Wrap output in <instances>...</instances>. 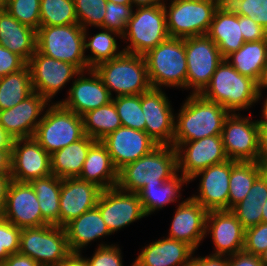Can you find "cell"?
Masks as SVG:
<instances>
[{"label":"cell","mask_w":267,"mask_h":266,"mask_svg":"<svg viewBox=\"0 0 267 266\" xmlns=\"http://www.w3.org/2000/svg\"><path fill=\"white\" fill-rule=\"evenodd\" d=\"M29 183L36 192L42 217L49 224L59 226L61 178L51 174Z\"/></svg>","instance_id":"e575fe53"},{"label":"cell","mask_w":267,"mask_h":266,"mask_svg":"<svg viewBox=\"0 0 267 266\" xmlns=\"http://www.w3.org/2000/svg\"><path fill=\"white\" fill-rule=\"evenodd\" d=\"M243 0H216V8L222 13L240 15Z\"/></svg>","instance_id":"11a10c76"},{"label":"cell","mask_w":267,"mask_h":266,"mask_svg":"<svg viewBox=\"0 0 267 266\" xmlns=\"http://www.w3.org/2000/svg\"><path fill=\"white\" fill-rule=\"evenodd\" d=\"M266 169L260 162L232 160V169L229 178L228 210H231L247 196L255 180Z\"/></svg>","instance_id":"836d02e7"},{"label":"cell","mask_w":267,"mask_h":266,"mask_svg":"<svg viewBox=\"0 0 267 266\" xmlns=\"http://www.w3.org/2000/svg\"><path fill=\"white\" fill-rule=\"evenodd\" d=\"M13 138L0 126V149H12Z\"/></svg>","instance_id":"94428289"},{"label":"cell","mask_w":267,"mask_h":266,"mask_svg":"<svg viewBox=\"0 0 267 266\" xmlns=\"http://www.w3.org/2000/svg\"><path fill=\"white\" fill-rule=\"evenodd\" d=\"M229 266H264L258 255L241 251L229 256Z\"/></svg>","instance_id":"816d5d0a"},{"label":"cell","mask_w":267,"mask_h":266,"mask_svg":"<svg viewBox=\"0 0 267 266\" xmlns=\"http://www.w3.org/2000/svg\"><path fill=\"white\" fill-rule=\"evenodd\" d=\"M177 170L188 181L198 172L229 160L221 135L184 142L176 148Z\"/></svg>","instance_id":"5bb4252c"},{"label":"cell","mask_w":267,"mask_h":266,"mask_svg":"<svg viewBox=\"0 0 267 266\" xmlns=\"http://www.w3.org/2000/svg\"><path fill=\"white\" fill-rule=\"evenodd\" d=\"M78 23L73 0H40V26Z\"/></svg>","instance_id":"ab89813d"},{"label":"cell","mask_w":267,"mask_h":266,"mask_svg":"<svg viewBox=\"0 0 267 266\" xmlns=\"http://www.w3.org/2000/svg\"><path fill=\"white\" fill-rule=\"evenodd\" d=\"M189 266H229V256L213 254L205 257L192 256Z\"/></svg>","instance_id":"f5cc1de1"},{"label":"cell","mask_w":267,"mask_h":266,"mask_svg":"<svg viewBox=\"0 0 267 266\" xmlns=\"http://www.w3.org/2000/svg\"><path fill=\"white\" fill-rule=\"evenodd\" d=\"M85 72H88L91 78L85 77L84 71H81L69 89L68 97L59 101L63 107L79 116L108 104L113 98L94 69Z\"/></svg>","instance_id":"cb8c5ba5"},{"label":"cell","mask_w":267,"mask_h":266,"mask_svg":"<svg viewBox=\"0 0 267 266\" xmlns=\"http://www.w3.org/2000/svg\"><path fill=\"white\" fill-rule=\"evenodd\" d=\"M241 32L239 15L222 13L216 9L206 35L214 41L225 59L231 53L238 51L245 43Z\"/></svg>","instance_id":"f546056e"},{"label":"cell","mask_w":267,"mask_h":266,"mask_svg":"<svg viewBox=\"0 0 267 266\" xmlns=\"http://www.w3.org/2000/svg\"><path fill=\"white\" fill-rule=\"evenodd\" d=\"M71 253H80L91 241L111 235L97 207L64 226Z\"/></svg>","instance_id":"f1b7e54d"},{"label":"cell","mask_w":267,"mask_h":266,"mask_svg":"<svg viewBox=\"0 0 267 266\" xmlns=\"http://www.w3.org/2000/svg\"><path fill=\"white\" fill-rule=\"evenodd\" d=\"M26 65L27 62L22 57L0 45V76L17 72Z\"/></svg>","instance_id":"681fc988"},{"label":"cell","mask_w":267,"mask_h":266,"mask_svg":"<svg viewBox=\"0 0 267 266\" xmlns=\"http://www.w3.org/2000/svg\"><path fill=\"white\" fill-rule=\"evenodd\" d=\"M183 40L187 60L186 88H193L192 94H200L224 58L217 45L207 35Z\"/></svg>","instance_id":"8fae6325"},{"label":"cell","mask_w":267,"mask_h":266,"mask_svg":"<svg viewBox=\"0 0 267 266\" xmlns=\"http://www.w3.org/2000/svg\"><path fill=\"white\" fill-rule=\"evenodd\" d=\"M208 211L196 200L189 197L179 203L168 238L182 241L196 250L205 237Z\"/></svg>","instance_id":"d4e9b609"},{"label":"cell","mask_w":267,"mask_h":266,"mask_svg":"<svg viewBox=\"0 0 267 266\" xmlns=\"http://www.w3.org/2000/svg\"><path fill=\"white\" fill-rule=\"evenodd\" d=\"M57 266H89L86 259L80 253H71Z\"/></svg>","instance_id":"91938a15"},{"label":"cell","mask_w":267,"mask_h":266,"mask_svg":"<svg viewBox=\"0 0 267 266\" xmlns=\"http://www.w3.org/2000/svg\"><path fill=\"white\" fill-rule=\"evenodd\" d=\"M51 174L50 154L33 137L13 140L10 174L12 180L29 183Z\"/></svg>","instance_id":"e0dca14e"},{"label":"cell","mask_w":267,"mask_h":266,"mask_svg":"<svg viewBox=\"0 0 267 266\" xmlns=\"http://www.w3.org/2000/svg\"><path fill=\"white\" fill-rule=\"evenodd\" d=\"M179 176L176 174L162 185L144 186L138 192L147 216L155 210L162 209L167 204L177 201V198L181 196L182 185L188 183V180L183 175Z\"/></svg>","instance_id":"d590c367"},{"label":"cell","mask_w":267,"mask_h":266,"mask_svg":"<svg viewBox=\"0 0 267 266\" xmlns=\"http://www.w3.org/2000/svg\"><path fill=\"white\" fill-rule=\"evenodd\" d=\"M123 127L145 131V117L141 108V95L112 98Z\"/></svg>","instance_id":"60d3db41"},{"label":"cell","mask_w":267,"mask_h":266,"mask_svg":"<svg viewBox=\"0 0 267 266\" xmlns=\"http://www.w3.org/2000/svg\"><path fill=\"white\" fill-rule=\"evenodd\" d=\"M259 162L267 168V120L258 121Z\"/></svg>","instance_id":"db71d44e"},{"label":"cell","mask_w":267,"mask_h":266,"mask_svg":"<svg viewBox=\"0 0 267 266\" xmlns=\"http://www.w3.org/2000/svg\"><path fill=\"white\" fill-rule=\"evenodd\" d=\"M137 7L164 5V0H132V5Z\"/></svg>","instance_id":"be15d7a7"},{"label":"cell","mask_w":267,"mask_h":266,"mask_svg":"<svg viewBox=\"0 0 267 266\" xmlns=\"http://www.w3.org/2000/svg\"><path fill=\"white\" fill-rule=\"evenodd\" d=\"M18 253L31 257L41 266H57L71 251L64 227L48 224L23 228Z\"/></svg>","instance_id":"ba28073f"},{"label":"cell","mask_w":267,"mask_h":266,"mask_svg":"<svg viewBox=\"0 0 267 266\" xmlns=\"http://www.w3.org/2000/svg\"><path fill=\"white\" fill-rule=\"evenodd\" d=\"M263 110H262V117L265 118L267 120V98L266 100L264 101V104H263Z\"/></svg>","instance_id":"a7ac6f4b"},{"label":"cell","mask_w":267,"mask_h":266,"mask_svg":"<svg viewBox=\"0 0 267 266\" xmlns=\"http://www.w3.org/2000/svg\"><path fill=\"white\" fill-rule=\"evenodd\" d=\"M6 2H7V0H0V7H3Z\"/></svg>","instance_id":"89a4df30"},{"label":"cell","mask_w":267,"mask_h":266,"mask_svg":"<svg viewBox=\"0 0 267 266\" xmlns=\"http://www.w3.org/2000/svg\"><path fill=\"white\" fill-rule=\"evenodd\" d=\"M152 88L186 89L187 60L182 38L169 37L143 55Z\"/></svg>","instance_id":"277c9868"},{"label":"cell","mask_w":267,"mask_h":266,"mask_svg":"<svg viewBox=\"0 0 267 266\" xmlns=\"http://www.w3.org/2000/svg\"><path fill=\"white\" fill-rule=\"evenodd\" d=\"M267 248V223H259L245 230L243 251L260 256Z\"/></svg>","instance_id":"bcb514c9"},{"label":"cell","mask_w":267,"mask_h":266,"mask_svg":"<svg viewBox=\"0 0 267 266\" xmlns=\"http://www.w3.org/2000/svg\"><path fill=\"white\" fill-rule=\"evenodd\" d=\"M11 180L10 174H0V216H2L5 209L7 190Z\"/></svg>","instance_id":"6f0895ef"},{"label":"cell","mask_w":267,"mask_h":266,"mask_svg":"<svg viewBox=\"0 0 267 266\" xmlns=\"http://www.w3.org/2000/svg\"><path fill=\"white\" fill-rule=\"evenodd\" d=\"M0 174H11V149H0Z\"/></svg>","instance_id":"680465c9"},{"label":"cell","mask_w":267,"mask_h":266,"mask_svg":"<svg viewBox=\"0 0 267 266\" xmlns=\"http://www.w3.org/2000/svg\"><path fill=\"white\" fill-rule=\"evenodd\" d=\"M77 178L91 182L102 190L116 187L118 170L114 167L110 154L101 141H96L90 147L82 171Z\"/></svg>","instance_id":"83f0119b"},{"label":"cell","mask_w":267,"mask_h":266,"mask_svg":"<svg viewBox=\"0 0 267 266\" xmlns=\"http://www.w3.org/2000/svg\"><path fill=\"white\" fill-rule=\"evenodd\" d=\"M48 103L39 93L33 92L16 106L0 110V126L13 139L32 138L42 119L39 116Z\"/></svg>","instance_id":"ffe728a7"},{"label":"cell","mask_w":267,"mask_h":266,"mask_svg":"<svg viewBox=\"0 0 267 266\" xmlns=\"http://www.w3.org/2000/svg\"><path fill=\"white\" fill-rule=\"evenodd\" d=\"M266 199L267 169L255 180L247 196L231 209L245 230L262 222Z\"/></svg>","instance_id":"d6a6232c"},{"label":"cell","mask_w":267,"mask_h":266,"mask_svg":"<svg viewBox=\"0 0 267 266\" xmlns=\"http://www.w3.org/2000/svg\"><path fill=\"white\" fill-rule=\"evenodd\" d=\"M260 260L262 261L263 265L264 266H267V248L265 251H263L261 254H260Z\"/></svg>","instance_id":"03108f58"},{"label":"cell","mask_w":267,"mask_h":266,"mask_svg":"<svg viewBox=\"0 0 267 266\" xmlns=\"http://www.w3.org/2000/svg\"><path fill=\"white\" fill-rule=\"evenodd\" d=\"M85 259L89 266H123L121 250L113 244H100L94 255Z\"/></svg>","instance_id":"7dc6e473"},{"label":"cell","mask_w":267,"mask_h":266,"mask_svg":"<svg viewBox=\"0 0 267 266\" xmlns=\"http://www.w3.org/2000/svg\"><path fill=\"white\" fill-rule=\"evenodd\" d=\"M2 8L20 23L35 30L40 27V0H7Z\"/></svg>","instance_id":"b9f144b4"},{"label":"cell","mask_w":267,"mask_h":266,"mask_svg":"<svg viewBox=\"0 0 267 266\" xmlns=\"http://www.w3.org/2000/svg\"><path fill=\"white\" fill-rule=\"evenodd\" d=\"M239 24H241V33L245 42L267 39V30L250 17L239 15Z\"/></svg>","instance_id":"f907efd6"},{"label":"cell","mask_w":267,"mask_h":266,"mask_svg":"<svg viewBox=\"0 0 267 266\" xmlns=\"http://www.w3.org/2000/svg\"><path fill=\"white\" fill-rule=\"evenodd\" d=\"M114 35L121 37L118 33L103 28L102 32L91 36L87 40V29H84V51L90 49L93 54L92 57L85 56L89 69H94L100 63L112 60L124 52V50L118 51L119 48Z\"/></svg>","instance_id":"f35d334b"},{"label":"cell","mask_w":267,"mask_h":266,"mask_svg":"<svg viewBox=\"0 0 267 266\" xmlns=\"http://www.w3.org/2000/svg\"><path fill=\"white\" fill-rule=\"evenodd\" d=\"M177 172L175 147L158 145L150 153L119 169L116 187L125 192L138 193L144 186L162 185Z\"/></svg>","instance_id":"7a4b0ae2"},{"label":"cell","mask_w":267,"mask_h":266,"mask_svg":"<svg viewBox=\"0 0 267 266\" xmlns=\"http://www.w3.org/2000/svg\"><path fill=\"white\" fill-rule=\"evenodd\" d=\"M264 87H267V64L263 68L261 75L257 81V94H258L259 98L262 96L261 95V92H262L261 88H264Z\"/></svg>","instance_id":"6125c7cd"},{"label":"cell","mask_w":267,"mask_h":266,"mask_svg":"<svg viewBox=\"0 0 267 266\" xmlns=\"http://www.w3.org/2000/svg\"><path fill=\"white\" fill-rule=\"evenodd\" d=\"M78 24L100 27L104 22L107 0H73Z\"/></svg>","instance_id":"7bdbcfd3"},{"label":"cell","mask_w":267,"mask_h":266,"mask_svg":"<svg viewBox=\"0 0 267 266\" xmlns=\"http://www.w3.org/2000/svg\"><path fill=\"white\" fill-rule=\"evenodd\" d=\"M2 217L20 229L49 223L42 217L36 192L28 182L11 180Z\"/></svg>","instance_id":"ac0fdd59"},{"label":"cell","mask_w":267,"mask_h":266,"mask_svg":"<svg viewBox=\"0 0 267 266\" xmlns=\"http://www.w3.org/2000/svg\"><path fill=\"white\" fill-rule=\"evenodd\" d=\"M230 113L221 132L224 149L229 160L259 162L258 120Z\"/></svg>","instance_id":"7c38bea8"},{"label":"cell","mask_w":267,"mask_h":266,"mask_svg":"<svg viewBox=\"0 0 267 266\" xmlns=\"http://www.w3.org/2000/svg\"><path fill=\"white\" fill-rule=\"evenodd\" d=\"M135 10L121 37L130 42L123 50L126 53L145 55L170 37L166 12L163 5L137 7Z\"/></svg>","instance_id":"9c48e42d"},{"label":"cell","mask_w":267,"mask_h":266,"mask_svg":"<svg viewBox=\"0 0 267 266\" xmlns=\"http://www.w3.org/2000/svg\"><path fill=\"white\" fill-rule=\"evenodd\" d=\"M3 266H41L29 256L20 253L11 254L2 264Z\"/></svg>","instance_id":"9f6ffc18"},{"label":"cell","mask_w":267,"mask_h":266,"mask_svg":"<svg viewBox=\"0 0 267 266\" xmlns=\"http://www.w3.org/2000/svg\"><path fill=\"white\" fill-rule=\"evenodd\" d=\"M31 72L33 91L39 93L48 102L70 81L81 72L75 65L41 54L32 55L27 62Z\"/></svg>","instance_id":"4fadbf2b"},{"label":"cell","mask_w":267,"mask_h":266,"mask_svg":"<svg viewBox=\"0 0 267 266\" xmlns=\"http://www.w3.org/2000/svg\"><path fill=\"white\" fill-rule=\"evenodd\" d=\"M37 51L75 65L80 71L89 70L84 51V29L78 24L40 26L36 30Z\"/></svg>","instance_id":"8992f818"},{"label":"cell","mask_w":267,"mask_h":266,"mask_svg":"<svg viewBox=\"0 0 267 266\" xmlns=\"http://www.w3.org/2000/svg\"><path fill=\"white\" fill-rule=\"evenodd\" d=\"M240 15L250 17L267 30V0H243Z\"/></svg>","instance_id":"c3c4849f"},{"label":"cell","mask_w":267,"mask_h":266,"mask_svg":"<svg viewBox=\"0 0 267 266\" xmlns=\"http://www.w3.org/2000/svg\"><path fill=\"white\" fill-rule=\"evenodd\" d=\"M101 142L106 146L117 170L137 161L158 146L145 131L123 126L107 135Z\"/></svg>","instance_id":"d6986e66"},{"label":"cell","mask_w":267,"mask_h":266,"mask_svg":"<svg viewBox=\"0 0 267 266\" xmlns=\"http://www.w3.org/2000/svg\"><path fill=\"white\" fill-rule=\"evenodd\" d=\"M232 160L211 165L196 173L188 182L202 176L199 185V195L191 198L200 203L207 211L228 210L229 178Z\"/></svg>","instance_id":"7402d4cb"},{"label":"cell","mask_w":267,"mask_h":266,"mask_svg":"<svg viewBox=\"0 0 267 266\" xmlns=\"http://www.w3.org/2000/svg\"><path fill=\"white\" fill-rule=\"evenodd\" d=\"M33 92L28 65L17 72L4 76L0 84V110L16 106Z\"/></svg>","instance_id":"74e56055"},{"label":"cell","mask_w":267,"mask_h":266,"mask_svg":"<svg viewBox=\"0 0 267 266\" xmlns=\"http://www.w3.org/2000/svg\"><path fill=\"white\" fill-rule=\"evenodd\" d=\"M141 108L145 117V132L158 144L173 145L175 115L162 89L150 88L141 94Z\"/></svg>","instance_id":"2e32d148"},{"label":"cell","mask_w":267,"mask_h":266,"mask_svg":"<svg viewBox=\"0 0 267 266\" xmlns=\"http://www.w3.org/2000/svg\"><path fill=\"white\" fill-rule=\"evenodd\" d=\"M84 134L101 141L122 126L113 101L82 115Z\"/></svg>","instance_id":"8d00e7d4"},{"label":"cell","mask_w":267,"mask_h":266,"mask_svg":"<svg viewBox=\"0 0 267 266\" xmlns=\"http://www.w3.org/2000/svg\"><path fill=\"white\" fill-rule=\"evenodd\" d=\"M132 7V4H117L107 1L104 22L99 28L114 31L122 37L132 17Z\"/></svg>","instance_id":"ee69618b"},{"label":"cell","mask_w":267,"mask_h":266,"mask_svg":"<svg viewBox=\"0 0 267 266\" xmlns=\"http://www.w3.org/2000/svg\"><path fill=\"white\" fill-rule=\"evenodd\" d=\"M163 6L169 36L182 39L206 35L217 9L216 0H171Z\"/></svg>","instance_id":"30bf717a"},{"label":"cell","mask_w":267,"mask_h":266,"mask_svg":"<svg viewBox=\"0 0 267 266\" xmlns=\"http://www.w3.org/2000/svg\"><path fill=\"white\" fill-rule=\"evenodd\" d=\"M96 207L111 234L147 216L138 193L117 187L102 190Z\"/></svg>","instance_id":"9a60e30c"},{"label":"cell","mask_w":267,"mask_h":266,"mask_svg":"<svg viewBox=\"0 0 267 266\" xmlns=\"http://www.w3.org/2000/svg\"><path fill=\"white\" fill-rule=\"evenodd\" d=\"M112 96L141 95L151 88L143 55L123 52L94 68Z\"/></svg>","instance_id":"5b68a950"},{"label":"cell","mask_w":267,"mask_h":266,"mask_svg":"<svg viewBox=\"0 0 267 266\" xmlns=\"http://www.w3.org/2000/svg\"><path fill=\"white\" fill-rule=\"evenodd\" d=\"M0 45L28 62L37 50L36 30L20 23L0 7Z\"/></svg>","instance_id":"4316f807"},{"label":"cell","mask_w":267,"mask_h":266,"mask_svg":"<svg viewBox=\"0 0 267 266\" xmlns=\"http://www.w3.org/2000/svg\"><path fill=\"white\" fill-rule=\"evenodd\" d=\"M194 252L186 243L166 237L145 246L132 266H189Z\"/></svg>","instance_id":"484cf974"},{"label":"cell","mask_w":267,"mask_h":266,"mask_svg":"<svg viewBox=\"0 0 267 266\" xmlns=\"http://www.w3.org/2000/svg\"><path fill=\"white\" fill-rule=\"evenodd\" d=\"M117 4H132V0H107Z\"/></svg>","instance_id":"003e7915"},{"label":"cell","mask_w":267,"mask_h":266,"mask_svg":"<svg viewBox=\"0 0 267 266\" xmlns=\"http://www.w3.org/2000/svg\"><path fill=\"white\" fill-rule=\"evenodd\" d=\"M20 228L0 216V265L19 251Z\"/></svg>","instance_id":"f6af8a7d"},{"label":"cell","mask_w":267,"mask_h":266,"mask_svg":"<svg viewBox=\"0 0 267 266\" xmlns=\"http://www.w3.org/2000/svg\"><path fill=\"white\" fill-rule=\"evenodd\" d=\"M205 232L212 236L216 249L213 255L230 256L243 251L245 229L231 210L208 211Z\"/></svg>","instance_id":"44dd1931"},{"label":"cell","mask_w":267,"mask_h":266,"mask_svg":"<svg viewBox=\"0 0 267 266\" xmlns=\"http://www.w3.org/2000/svg\"><path fill=\"white\" fill-rule=\"evenodd\" d=\"M96 141L86 134L76 142L50 155L51 172L58 178H75L82 171L90 147Z\"/></svg>","instance_id":"4dcf8cb0"},{"label":"cell","mask_w":267,"mask_h":266,"mask_svg":"<svg viewBox=\"0 0 267 266\" xmlns=\"http://www.w3.org/2000/svg\"><path fill=\"white\" fill-rule=\"evenodd\" d=\"M84 135L82 116L56 102L45 111L33 138L51 155Z\"/></svg>","instance_id":"52a82bcc"},{"label":"cell","mask_w":267,"mask_h":266,"mask_svg":"<svg viewBox=\"0 0 267 266\" xmlns=\"http://www.w3.org/2000/svg\"><path fill=\"white\" fill-rule=\"evenodd\" d=\"M186 99L175 118L173 147L209 136L221 135L230 112L216 102L205 99L200 94H192Z\"/></svg>","instance_id":"6da1fadb"},{"label":"cell","mask_w":267,"mask_h":266,"mask_svg":"<svg viewBox=\"0 0 267 266\" xmlns=\"http://www.w3.org/2000/svg\"><path fill=\"white\" fill-rule=\"evenodd\" d=\"M101 192L97 185L77 177L61 179L59 226L96 207Z\"/></svg>","instance_id":"603a6c76"},{"label":"cell","mask_w":267,"mask_h":266,"mask_svg":"<svg viewBox=\"0 0 267 266\" xmlns=\"http://www.w3.org/2000/svg\"><path fill=\"white\" fill-rule=\"evenodd\" d=\"M200 95L220 104L230 113L247 109L259 100L257 82L241 75L225 59L216 68L209 84Z\"/></svg>","instance_id":"3957f363"},{"label":"cell","mask_w":267,"mask_h":266,"mask_svg":"<svg viewBox=\"0 0 267 266\" xmlns=\"http://www.w3.org/2000/svg\"><path fill=\"white\" fill-rule=\"evenodd\" d=\"M262 222L267 223V199L265 200L264 204L262 205Z\"/></svg>","instance_id":"e7e4bbea"},{"label":"cell","mask_w":267,"mask_h":266,"mask_svg":"<svg viewBox=\"0 0 267 266\" xmlns=\"http://www.w3.org/2000/svg\"><path fill=\"white\" fill-rule=\"evenodd\" d=\"M225 60L241 75L257 82L267 64V39L245 42L238 51L228 55Z\"/></svg>","instance_id":"1f68e13d"}]
</instances>
